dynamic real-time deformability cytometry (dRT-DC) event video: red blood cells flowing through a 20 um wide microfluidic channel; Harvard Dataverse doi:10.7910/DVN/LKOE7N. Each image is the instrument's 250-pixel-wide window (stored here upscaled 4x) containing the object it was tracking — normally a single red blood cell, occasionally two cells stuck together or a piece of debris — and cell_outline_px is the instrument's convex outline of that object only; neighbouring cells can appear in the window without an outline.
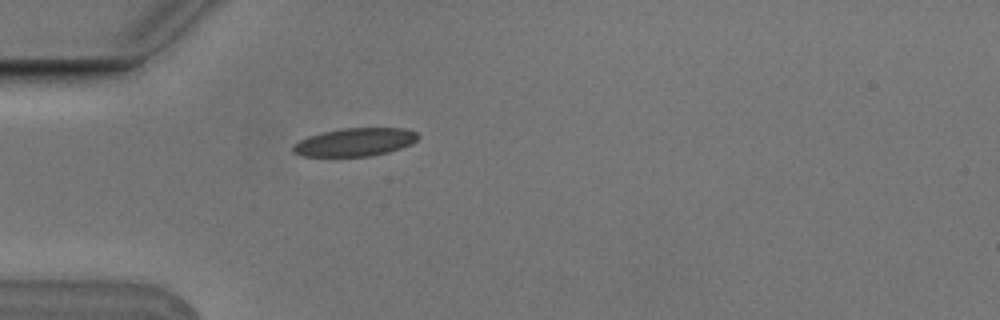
{"species": "Egyptian fruit bat (a non-hibernating species)", "species_latin": "Rousettus aegyptiacus", "temperature_condition": "cold", "stored_images_in_passage": 1, "camera_frame_rate_fps": 3000, "um_per_image_px": 0.085, "animal": {"sex": "male"}, "frame": {"image": 1, "passage_image": 1, "time_ms": 0.0, "image_size_px": [1000, 320], "cell_outline_px": [[420, 136], [412, 144], [388, 152], [372, 156], [300, 156], [292, 152], [292, 148], [300, 140], [308, 136], [324, 132], [344, 128], [404, 128], [416, 132]], "centroid_in_image_um": [30.19, 12.08], "position_along_channel_um": 54.8, "area_um2": 20.4}}